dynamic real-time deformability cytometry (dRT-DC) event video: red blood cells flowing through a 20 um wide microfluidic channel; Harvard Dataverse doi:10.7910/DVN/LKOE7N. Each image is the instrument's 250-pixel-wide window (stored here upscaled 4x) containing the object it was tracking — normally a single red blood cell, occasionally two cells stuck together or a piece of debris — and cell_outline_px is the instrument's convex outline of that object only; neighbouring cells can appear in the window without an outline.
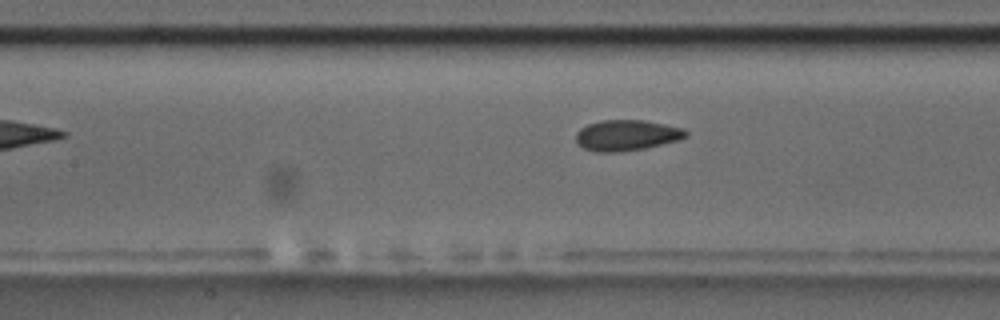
{"species": "common noctule bat (a hibernating species)", "species_latin": "Nyctalus noctula", "temperature_condition": "room temperature", "stored_images_in_passage": 13, "camera_frame_rate_fps": 3000, "um_per_image_px": 0.085, "animal": {"sex": "male", "body_mass_g": 17.5, "forearm_length_mm": 52.3}, "frame": {"image": 1, "passage_image": 10, "time_ms": 3.0, "image_size_px": [1000, 320], "cell_outline_px": [[688, 136], [680, 140], [644, 148], [616, 152], [596, 152], [584, 148], [576, 144], [576, 132], [580, 128], [588, 124], [600, 120], [644, 120], [684, 128], [688, 132]], "centroid_in_image_um": [53.26, 11.49], "position_along_channel_um": 154.1, "area_um2": 19.83}}